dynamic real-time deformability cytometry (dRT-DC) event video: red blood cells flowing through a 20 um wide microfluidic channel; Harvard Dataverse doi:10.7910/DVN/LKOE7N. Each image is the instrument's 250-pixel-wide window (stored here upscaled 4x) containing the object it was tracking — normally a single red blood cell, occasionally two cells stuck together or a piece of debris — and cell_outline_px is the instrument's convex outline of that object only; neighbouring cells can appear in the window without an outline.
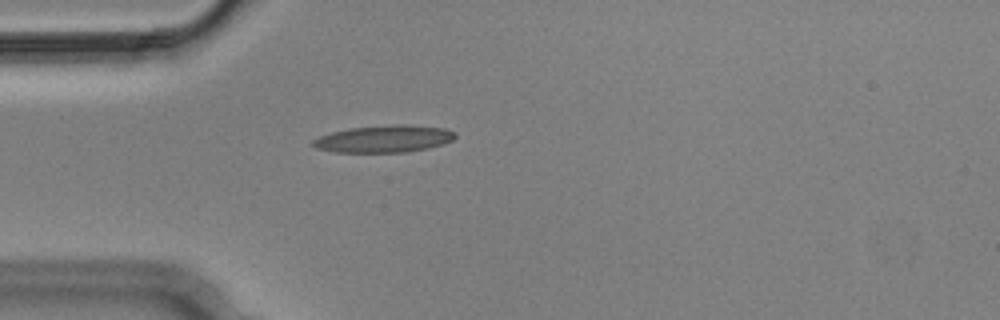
{"species": "Egyptian fruit bat (a non-hibernating species)", "species_latin": "Rousettus aegyptiacus", "temperature_condition": "cold", "stored_images_in_passage": 5, "camera_frame_rate_fps": 3000, "um_per_image_px": 0.085, "animal": {"sex": "male"}, "frame": {"image": 1, "passage_image": 5, "time_ms": 1.333, "image_size_px": [1000, 320], "cell_outline_px": [[456, 136], [452, 140], [444, 144], [428, 148], [404, 152], [336, 152], [316, 148], [312, 144], [312, 140], [320, 136], [332, 132], [352, 128], [396, 124], [408, 124], [444, 128], [452, 132]], "centroid_in_image_um": [32.65, 11.8], "position_along_channel_um": 52.4, "area_um2": 22.31}}